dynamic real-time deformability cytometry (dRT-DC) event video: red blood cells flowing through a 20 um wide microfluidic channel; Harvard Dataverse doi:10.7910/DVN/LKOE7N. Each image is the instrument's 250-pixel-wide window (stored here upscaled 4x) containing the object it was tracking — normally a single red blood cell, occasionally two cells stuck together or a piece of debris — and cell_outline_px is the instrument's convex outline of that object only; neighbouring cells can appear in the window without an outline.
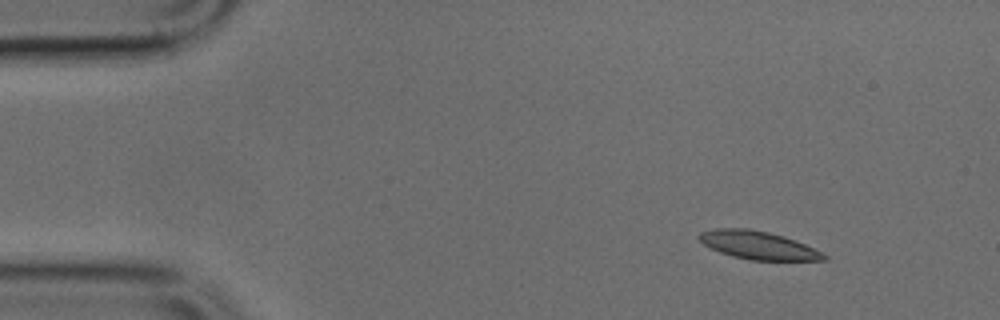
{"species": "common noctule bat (a hibernating species)", "species_latin": "Nyctalus noctula", "temperature_condition": "cold", "stored_images_in_passage": 44, "camera_frame_rate_fps": 3000, "um_per_image_px": 0.085, "animal": {"sex": "male", "body_mass_g": 17.9, "forearm_length_mm": 54.2}, "frame": {"image": 1, "passage_image": 1, "time_ms": 0.0, "image_size_px": [1000, 320], "cell_outline_px": [[828, 260], [748, 260], [732, 256], [720, 252], [704, 244], [696, 236], [700, 232], [716, 228], [752, 228], [784, 236], [804, 244], [828, 256]], "centroid_in_image_um": [64.41, 20.83], "position_along_channel_um": 20.6, "area_um2": 20.35}}
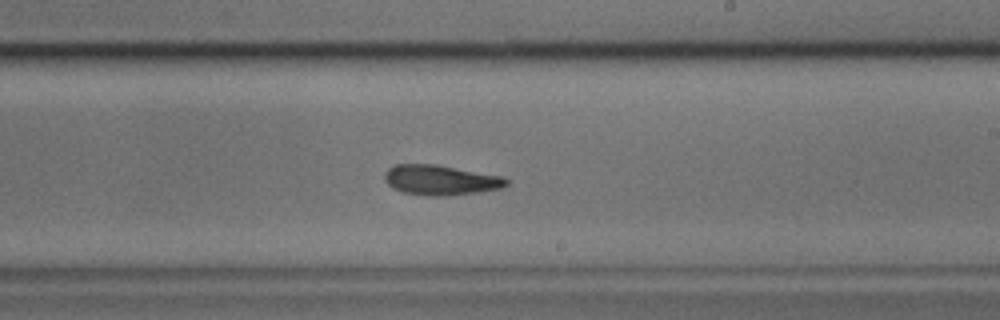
{"frame": {"image": 2, "passage_image": 24, "time_ms": 7.667, "image_size_px": [1000, 320], "cell_outline_px": [[508, 184], [500, 188], [476, 192], [444, 196], [432, 196], [400, 192], [392, 188], [384, 180], [384, 172], [388, 168], [396, 164], [436, 164], [504, 176], [508, 180]], "centroid_in_image_um": [37.41, 15.29], "position_along_channel_um": 251.6, "area_um2": 21.44}}
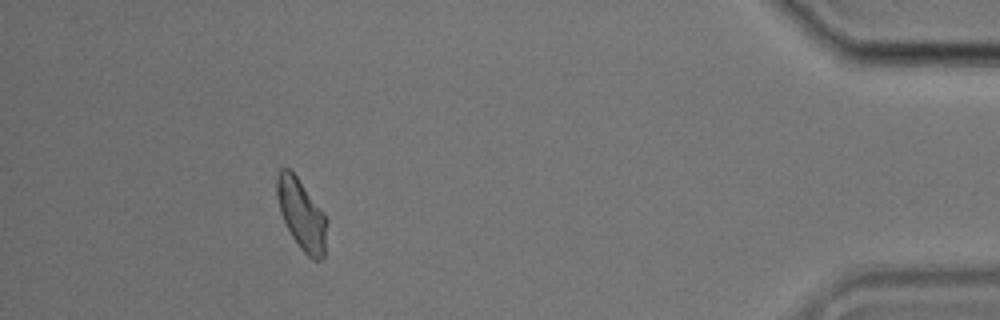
{"frame": {"image": 3, "passage_image": 40, "time_ms": 13.0, "image_size_px": [1000, 320], "cell_outline_px": [[328, 224], [324, 256], [320, 260], [312, 260], [300, 248], [292, 236], [280, 212], [276, 196], [276, 176], [280, 168], [288, 168], [296, 176], [324, 212], [328, 220]], "centroid_in_image_um": [25.64, 18.24], "position_along_channel_um": 409.6, "area_um2": 20.63}}